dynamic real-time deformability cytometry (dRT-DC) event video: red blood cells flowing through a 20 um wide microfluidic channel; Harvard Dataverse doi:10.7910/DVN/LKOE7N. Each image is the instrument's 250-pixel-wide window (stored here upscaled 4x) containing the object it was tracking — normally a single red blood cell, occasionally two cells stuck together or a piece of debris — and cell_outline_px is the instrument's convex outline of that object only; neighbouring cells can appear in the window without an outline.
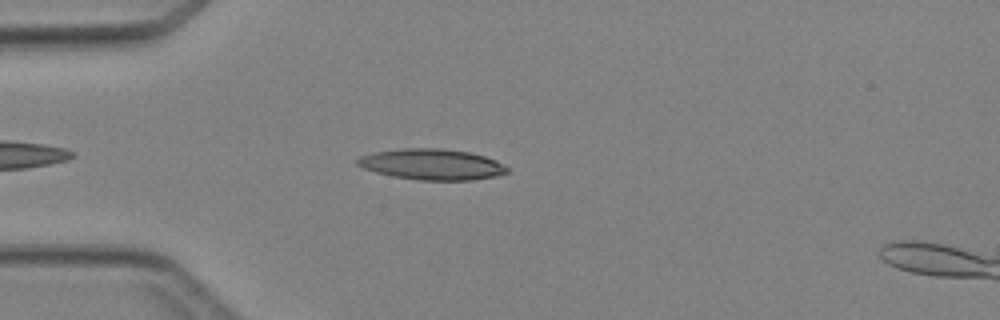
{"species": "Egyptian fruit bat (a non-hibernating species)", "species_latin": "Rousettus aegyptiacus", "temperature_condition": "cold", "stored_images_in_passage": 5, "camera_frame_rate_fps": 3000, "um_per_image_px": 0.085, "animal": {"sex": "female"}, "frame": {"image": 1, "passage_image": 4, "time_ms": 3.667, "image_size_px": [1000, 320], "cell_outline_px": [[508, 172], [500, 176], [472, 180], [420, 180], [392, 176], [376, 172], [364, 168], [356, 164], [356, 160], [360, 156], [372, 152], [400, 148], [444, 148], [468, 152], [484, 156], [496, 160], [508, 168]], "centroid_in_image_um": [36.71, 13.97], "position_along_channel_um": 48.3, "area_um2": 27.11}}